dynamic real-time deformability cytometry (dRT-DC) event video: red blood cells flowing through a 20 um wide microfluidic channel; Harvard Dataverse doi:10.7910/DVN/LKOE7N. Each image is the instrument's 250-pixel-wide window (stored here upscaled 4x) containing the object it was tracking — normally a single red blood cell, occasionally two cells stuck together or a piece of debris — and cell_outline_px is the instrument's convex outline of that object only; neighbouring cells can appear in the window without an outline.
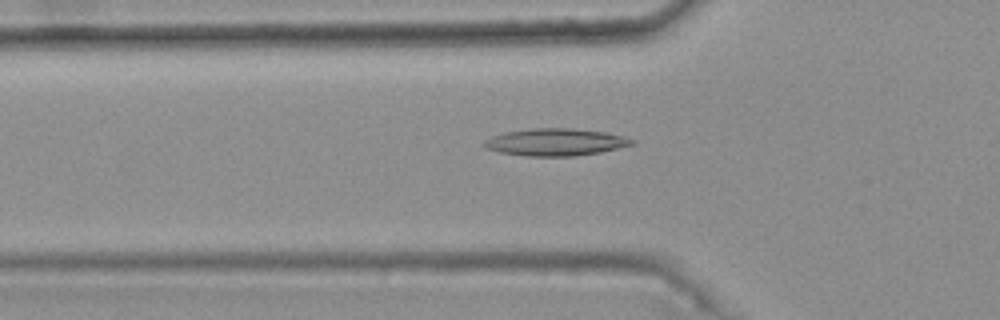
{"species": "common noctule bat (a hibernating species)", "species_latin": "Nyctalus noctula", "temperature_condition": "warm", "stored_images_in_passage": 48, "camera_frame_rate_fps": 3000, "um_per_image_px": 0.085, "animal": {"sex": "female", "body_mass_g": 25.1}, "frame": {"image": 1, "passage_image": 18, "time_ms": 5.667, "image_size_px": [1000, 320], "cell_outline_px": [[636, 144], [600, 152], [572, 156], [528, 156], [500, 152], [488, 148], [484, 144], [484, 140], [492, 136], [504, 132], [532, 128], [572, 128], [604, 132], [636, 140]], "centroid_in_image_um": [47.23, 12.07], "position_along_channel_um": 78.6, "area_um2": 23.24}}
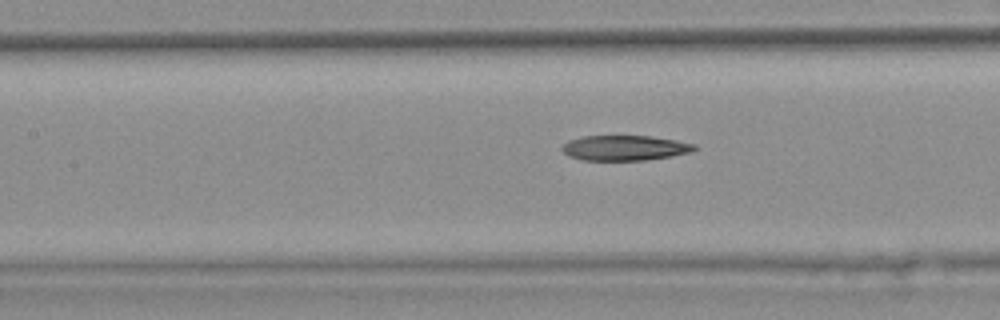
{"frame": {"image": 2, "passage_image": 24, "time_ms": 7.667, "image_size_px": [1000, 320], "cell_outline_px": [[696, 148], [692, 152], [672, 156], [648, 160], [580, 160], [568, 156], [560, 148], [568, 140], [584, 136], [652, 136], [676, 140], [696, 144]], "centroid_in_image_um": [53.11, 12.57], "position_along_channel_um": 154.3, "area_um2": 19.54}}
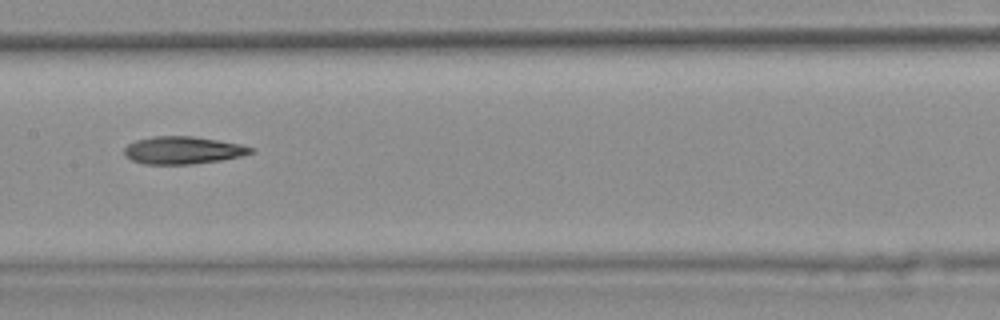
{"frame": {"image": 3, "passage_image": 27, "time_ms": 8.667, "image_size_px": [1000, 320], "cell_outline_px": [[256, 152], [240, 156], [220, 160], [192, 164], [144, 164], [132, 160], [124, 156], [124, 148], [128, 144], [136, 140], [152, 136], [192, 136], [240, 144], [256, 148]], "centroid_in_image_um": [15.54, 12.77], "position_along_channel_um": 191.9, "area_um2": 20.35}, "authors_computed_cell_mechanics": {"area_um2": 20.6924, "velocity_mm_per_s": 3.7576, "shape_relaxation_time_tau1_ms": null, "shape_relaxation_time_tau2_ms": 6.4479, "deformation_change_tau1": null, "deformation_change_tau2": 0.1855}}